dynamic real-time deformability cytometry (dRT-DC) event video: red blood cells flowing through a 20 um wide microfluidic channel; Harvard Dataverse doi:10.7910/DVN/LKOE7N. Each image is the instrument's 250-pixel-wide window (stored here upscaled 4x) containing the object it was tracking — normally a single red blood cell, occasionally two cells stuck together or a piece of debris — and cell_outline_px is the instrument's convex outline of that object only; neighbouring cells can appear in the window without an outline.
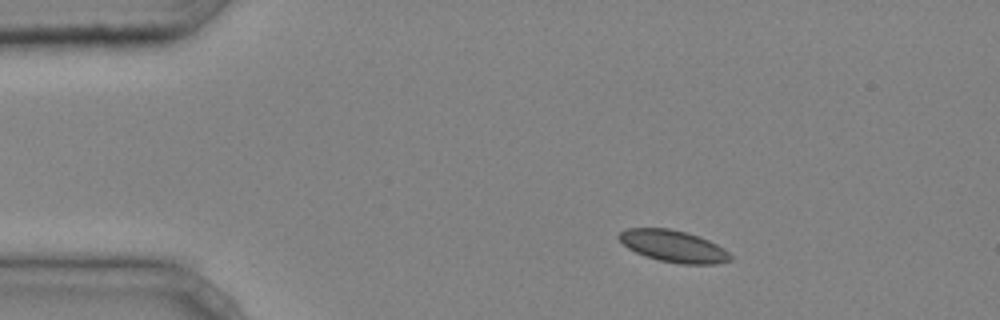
{"species": "common noctule bat (a hibernating species)", "species_latin": "Nyctalus noctula", "temperature_condition": "cold", "stored_images_in_passage": 42, "camera_frame_rate_fps": 3000, "um_per_image_px": 0.085, "animal": {"sex": "male", "body_mass_g": 20.4}, "frame": {"image": 1, "passage_image": 5, "time_ms": 1.333, "image_size_px": [1000, 320], "cell_outline_px": [[732, 260], [716, 264], [680, 264], [660, 260], [644, 256], [628, 248], [616, 236], [620, 232], [628, 228], [668, 228], [700, 236], [724, 248], [732, 256]], "centroid_in_image_um": [57.25, 20.93], "position_along_channel_um": 27.8, "area_um2": 20.63}}
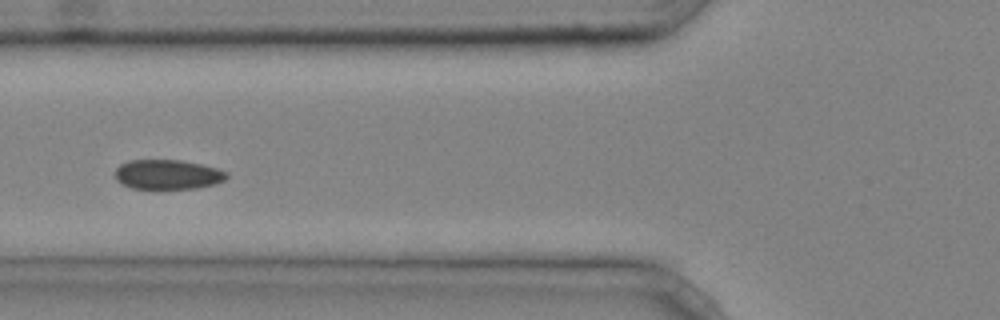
{"frame": {"image": 2, "passage_image": 15, "time_ms": 4.667, "image_size_px": [1000, 320], "cell_outline_px": [[228, 176], [224, 180], [216, 184], [196, 188], [132, 188], [116, 180], [116, 168], [120, 164], [128, 160], [180, 160], [200, 164], [216, 168], [228, 172]], "centroid_in_image_um": [14.26, 14.82], "position_along_channel_um": 111.5, "area_um2": 19.13}}
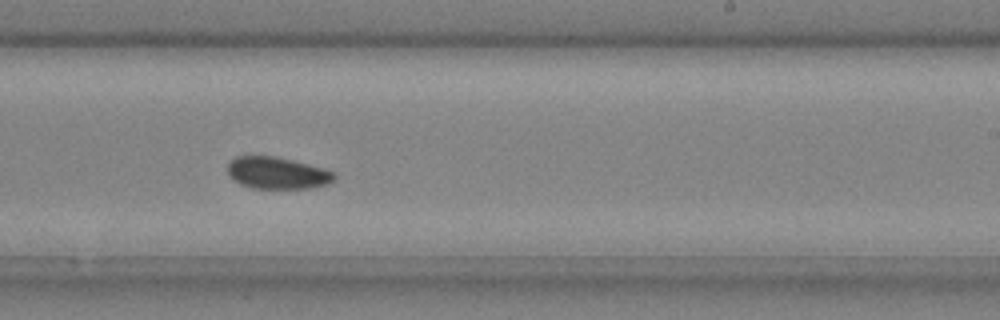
{"frame": {"image": 3, "passage_image": 26, "time_ms": 8.333, "image_size_px": [1000, 320], "cell_outline_px": [[336, 176], [328, 184], [312, 188], [252, 188], [240, 184], [228, 172], [228, 164], [236, 156], [276, 156], [324, 168], [336, 172]], "centroid_in_image_um": [23.61, 14.7], "position_along_channel_um": 265.4, "area_um2": 19.71}, "authors_computed_cell_mechanics": {"area_um2": 20.0566, "velocity_mm_per_s": 4.2026, "shape_relaxation_time_tau1_ms": null, "shape_relaxation_time_tau2_ms": 2.3214, "deformation_change_tau1": null, "deformation_change_tau2": 0.0341}}